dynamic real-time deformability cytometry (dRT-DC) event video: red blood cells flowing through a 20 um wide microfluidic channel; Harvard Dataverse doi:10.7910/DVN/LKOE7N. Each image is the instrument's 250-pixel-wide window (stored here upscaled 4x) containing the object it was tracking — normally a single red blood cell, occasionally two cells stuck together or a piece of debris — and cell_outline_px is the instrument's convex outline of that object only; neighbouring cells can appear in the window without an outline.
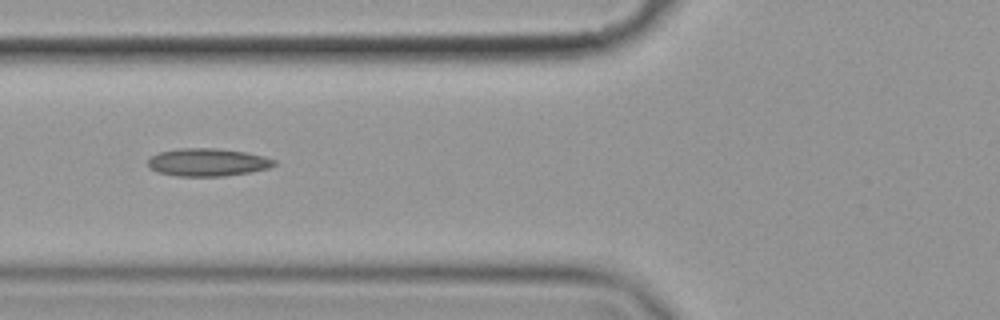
{"species": "common noctule bat (a hibernating species)", "species_latin": "Nyctalus noctula", "temperature_condition": "cold", "stored_images_in_passage": 41, "camera_frame_rate_fps": 3000, "um_per_image_px": 0.085, "animal": {"sex": "female", "body_mass_g": 19.9}, "frame": {"image": 1, "passage_image": 7, "time_ms": 2.0, "image_size_px": [1000, 320], "cell_outline_px": [[276, 164], [268, 168], [248, 172], [224, 176], [176, 176], [156, 172], [148, 168], [148, 160], [152, 156], [160, 152], [180, 148], [216, 148], [244, 152], [264, 156], [276, 160]], "centroid_in_image_um": [17.62, 13.79], "position_along_channel_um": 108.2, "area_um2": 20.4}}
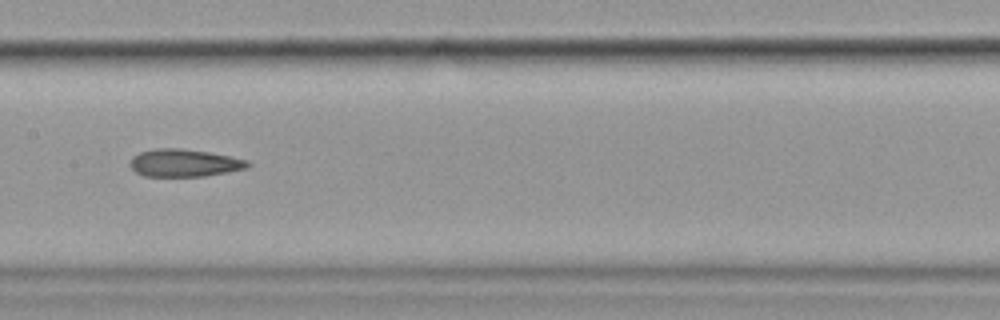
{"frame": {"image": 2, "passage_image": 14, "time_ms": 4.333, "image_size_px": [1000, 320], "cell_outline_px": [[252, 164], [248, 168], [204, 176], [144, 176], [136, 172], [128, 164], [132, 156], [140, 152], [156, 148], [180, 148], [208, 152], [248, 160]], "centroid_in_image_um": [15.64, 13.85], "position_along_channel_um": 191.8, "area_um2": 18.9}}
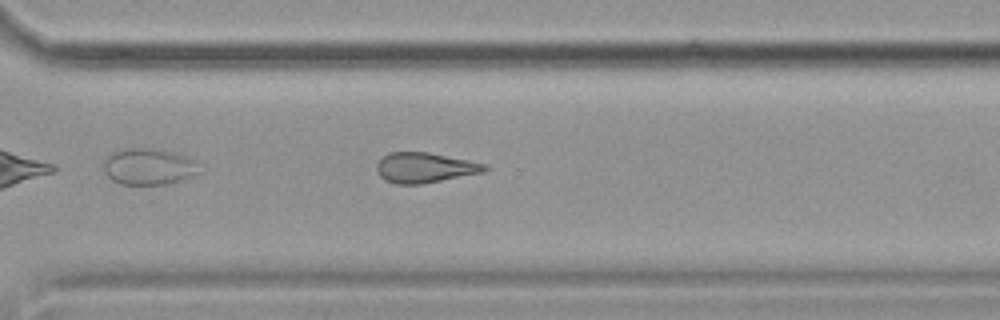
{"frame": {"image": 3, "passage_image": 26, "time_ms": 8.333, "image_size_px": [1000, 320], "cell_outline_px": [[488, 168], [484, 172], [420, 184], [396, 184], [384, 180], [376, 172], [376, 164], [388, 152], [428, 152], [488, 164]], "centroid_in_image_um": [36.09, 14.25], "position_along_channel_um": 334.5, "area_um2": 18.96}, "authors_computed_cell_mechanics": {"area_um2": 19.4786, "velocity_mm_per_s": 3.5767, "shape_relaxation_time_tau1_ms": null, "shape_relaxation_time_tau2_ms": 8.2672, "deformation_change_tau1": null, "deformation_change_tau2": 0.1928}}